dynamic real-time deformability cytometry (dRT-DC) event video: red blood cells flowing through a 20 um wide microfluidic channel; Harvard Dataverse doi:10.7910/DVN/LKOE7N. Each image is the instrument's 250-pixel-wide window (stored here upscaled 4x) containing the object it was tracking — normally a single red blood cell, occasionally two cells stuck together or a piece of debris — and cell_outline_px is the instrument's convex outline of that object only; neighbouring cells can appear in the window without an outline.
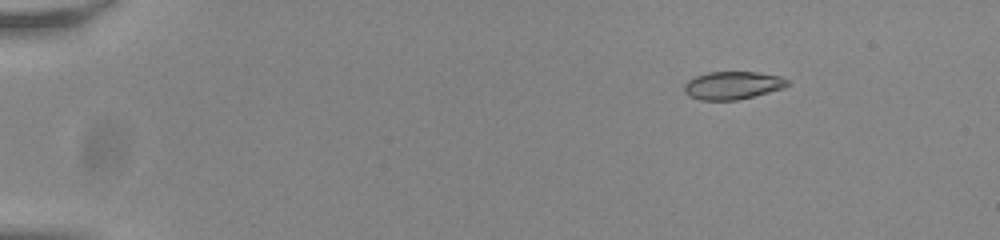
{"species": "common noctule bat (a hibernating species)", "species_latin": "Nyctalus noctula", "temperature_condition": "room temperature", "stored_images_in_passage": 56, "camera_frame_rate_fps": 3000, "um_per_image_px": 0.085, "animal": {"sex": "male", "body_mass_g": 20.0, "forearm_length_mm": 53.3}, "frame": {"image": 1, "passage_image": 9, "time_ms": 2.667, "image_size_px": [1000, 240], "cell_outline_px": [[788, 84], [784, 88], [736, 100], [700, 100], [688, 96], [684, 92], [684, 84], [688, 80], [696, 76], [708, 72], [756, 72], [780, 76], [788, 80]], "centroid_in_image_um": [62.24, 7.25], "position_along_channel_um": 22.8, "area_um2": 16.7}}
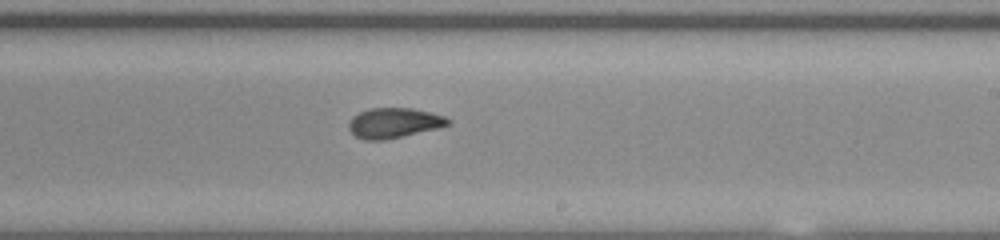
{"frame": {"image": 2, "passage_image": 36, "time_ms": 11.667, "image_size_px": [1000, 240], "cell_outline_px": [[452, 120], [448, 124], [436, 128], [384, 140], [364, 140], [356, 136], [348, 128], [348, 124], [352, 116], [360, 112], [372, 108], [412, 108], [444, 116]], "centroid_in_image_um": [33.44, 10.44], "position_along_channel_um": 255.6, "area_um2": 17.11}}
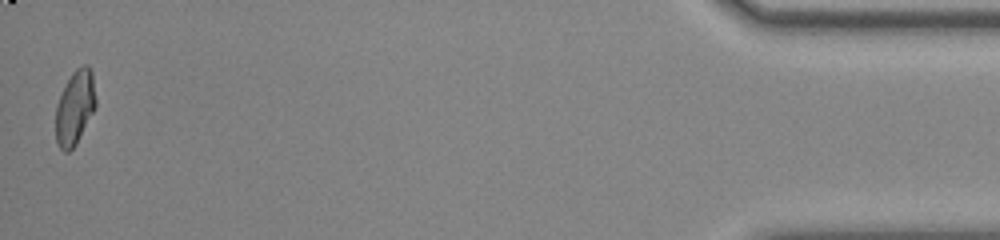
{"frame": {"image": 3, "passage_image": 56, "time_ms": 18.333, "image_size_px": [1000, 240], "cell_outline_px": [[96, 108], [76, 144], [68, 152], [64, 152], [60, 148], [56, 140], [56, 104], [72, 72], [76, 68], [84, 64], [88, 64], [92, 72], [96, 100]], "centroid_in_image_um": [6.38, 9.14], "position_along_channel_um": 428.8, "area_um2": 17.34}, "authors_computed_cell_mechanics": {"area_um2": 17.2822, "velocity_mm_per_s": 3.8079, "shape_relaxation_time_tau1_ms": 4.2964, "shape_relaxation_time_tau2_ms": 2.5241, "deformation_change_tau1": 0.1469, "deformation_change_tau2": 0.0767}}